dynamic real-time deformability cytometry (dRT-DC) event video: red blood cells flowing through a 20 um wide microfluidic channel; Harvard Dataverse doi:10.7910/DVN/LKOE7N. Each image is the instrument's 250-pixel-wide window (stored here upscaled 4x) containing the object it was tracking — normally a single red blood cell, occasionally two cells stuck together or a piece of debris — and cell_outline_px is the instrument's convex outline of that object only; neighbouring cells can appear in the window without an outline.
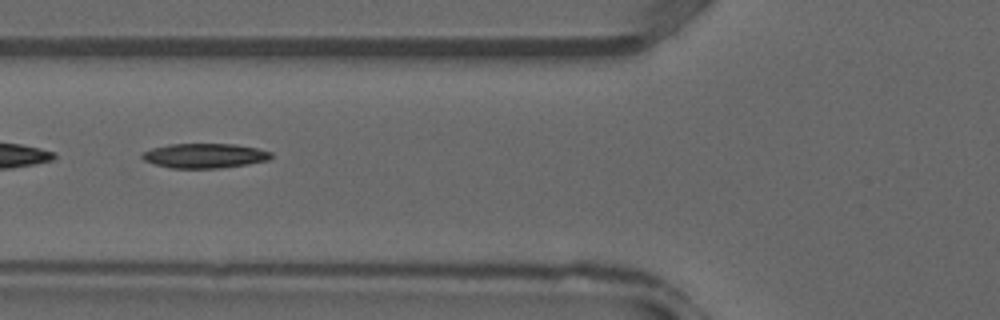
{"species": "common noctule bat (a hibernating species)", "species_latin": "Nyctalus noctula", "temperature_condition": "warm", "stored_images_in_passage": 27, "camera_frame_rate_fps": 3000, "um_per_image_px": 0.085, "animal": {"sex": "male", "forearm_length_mm": 52.5}, "frame": {"image": 1, "passage_image": 5, "time_ms": 1.333, "image_size_px": [1000, 320], "cell_outline_px": [[272, 156], [268, 160], [248, 164], [220, 168], [168, 168], [144, 160], [140, 156], [140, 152], [152, 148], [168, 144], [236, 144], [256, 148], [272, 152]], "centroid_in_image_um": [17.36, 13.23], "position_along_channel_um": 108.4, "area_um2": 18.61}}